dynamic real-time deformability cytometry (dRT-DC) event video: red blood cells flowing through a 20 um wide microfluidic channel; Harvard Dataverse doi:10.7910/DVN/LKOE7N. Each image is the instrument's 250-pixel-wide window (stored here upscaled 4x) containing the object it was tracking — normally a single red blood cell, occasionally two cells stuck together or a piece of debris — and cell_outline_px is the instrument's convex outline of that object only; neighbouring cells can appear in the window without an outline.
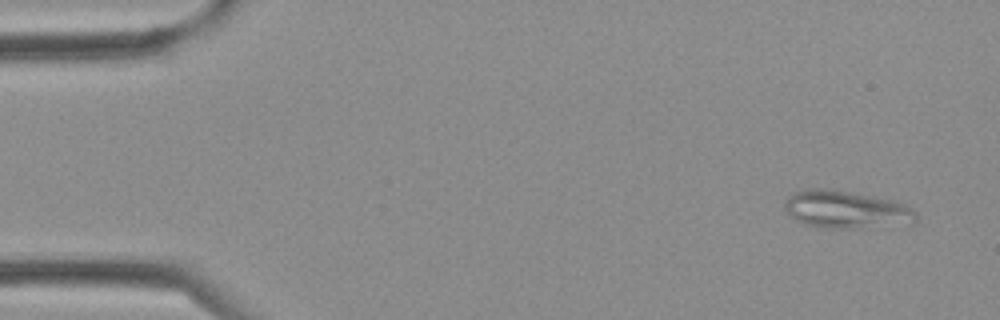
{"species": "Egyptian fruit bat (a non-hibernating species)", "species_latin": "Rousettus aegyptiacus", "temperature_condition": "cold", "stored_images_in_passage": 2, "camera_frame_rate_fps": 3000, "um_per_image_px": 0.085, "frame": {"image": 1, "passage_image": 1, "time_ms": 0.0, "image_size_px": [1000, 320], "cell_outline_px": [[916, 224], [860, 228], [824, 228], [804, 224], [796, 220], [784, 208], [784, 200], [792, 192], [804, 188], [832, 188], [892, 200], [904, 204], [912, 208], [916, 212]], "centroid_in_image_um": [71.92, 17.81], "position_along_channel_um": 13.1, "area_um2": 29.36}}